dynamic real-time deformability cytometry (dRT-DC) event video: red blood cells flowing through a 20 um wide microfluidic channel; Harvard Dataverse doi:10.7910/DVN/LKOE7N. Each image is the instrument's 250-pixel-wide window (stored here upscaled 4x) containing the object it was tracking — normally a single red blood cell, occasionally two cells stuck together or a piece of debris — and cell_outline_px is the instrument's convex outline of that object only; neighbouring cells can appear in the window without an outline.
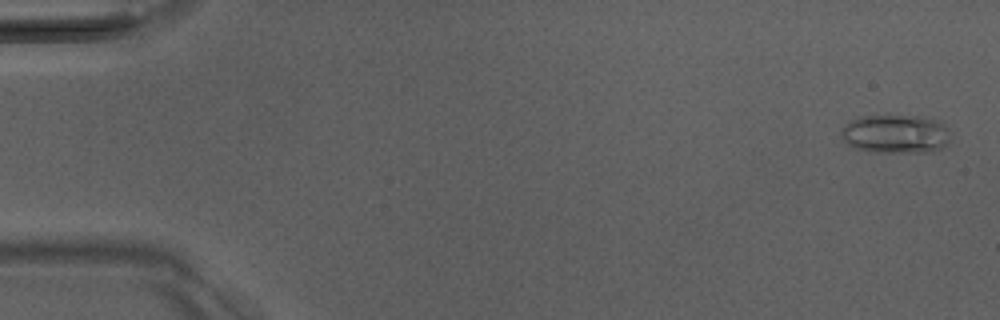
{"species": "Egyptian fruit bat (a non-hibernating species)", "species_latin": "Rousettus aegyptiacus", "temperature_condition": "room temperature", "stored_images_in_passage": 51, "camera_frame_rate_fps": 3000, "um_per_image_px": 0.085, "animal": {"sex": "male"}, "frame": {"image": 1, "passage_image": 2, "time_ms": 0.333, "image_size_px": [1000, 320], "cell_outline_px": [[948, 144], [944, 148], [932, 152], [868, 152], [856, 148], [848, 144], [844, 140], [840, 132], [844, 124], [848, 120], [856, 116], [928, 116], [944, 124], [948, 136]], "centroid_in_image_um": [76.1, 11.38], "position_along_channel_um": 8.9, "area_um2": 24.97}}
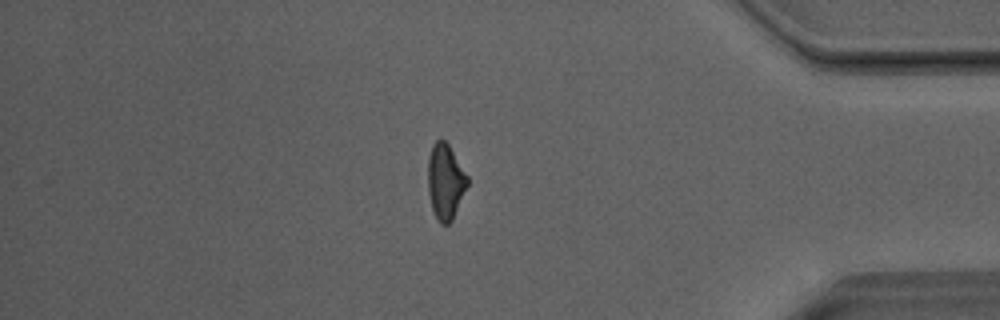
{"frame": {"image": 2, "passage_image": 44, "time_ms": 14.333, "image_size_px": [1000, 320], "cell_outline_px": [[468, 184], [452, 220], [448, 224], [440, 224], [436, 220], [432, 208], [428, 192], [428, 156], [432, 144], [436, 140], [444, 140], [448, 144], [468, 176]], "centroid_in_image_um": [37.84, 15.44], "position_along_channel_um": 397.4, "area_um2": 17.34}}
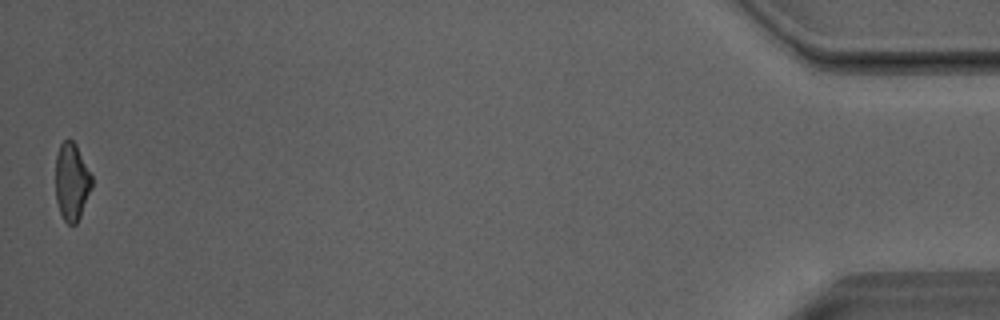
{"frame": {"image": 3, "passage_image": 51, "time_ms": 16.667, "image_size_px": [1000, 320], "cell_outline_px": [[92, 188], [80, 216], [76, 224], [68, 224], [64, 220], [60, 212], [56, 200], [56, 156], [60, 144], [68, 136], [76, 144], [92, 176]], "centroid_in_image_um": [6.1, 15.42], "position_along_channel_um": 429.1, "area_um2": 16.42}, "authors_computed_cell_mechanics": {"area_um2": 17.8602, "velocity_mm_per_s": 4.0558, "shape_relaxation_time_tau1_ms": 5.1464, "shape_relaxation_time_tau2_ms": 3.4967, "deformation_change_tau1": 0.18, "deformation_change_tau2": 0.1159}}